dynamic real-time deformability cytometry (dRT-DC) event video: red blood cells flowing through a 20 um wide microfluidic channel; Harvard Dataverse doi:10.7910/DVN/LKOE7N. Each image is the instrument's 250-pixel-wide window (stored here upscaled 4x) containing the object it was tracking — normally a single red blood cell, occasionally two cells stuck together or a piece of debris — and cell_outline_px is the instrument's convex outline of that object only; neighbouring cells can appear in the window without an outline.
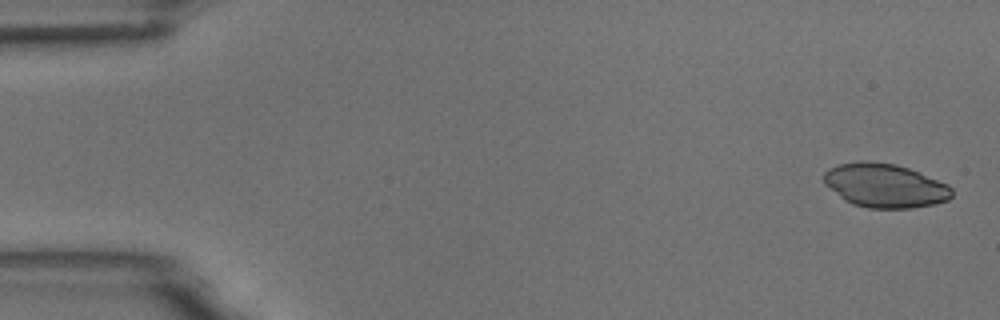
{"species": "common noctule bat (a hibernating species)", "species_latin": "Nyctalus noctula", "temperature_condition": "room temperature", "stored_images_in_passage": 4, "camera_frame_rate_fps": 3000, "um_per_image_px": 0.085, "animal": {"sex": "male", "body_mass_g": 18.8}, "frame": {"image": 1, "passage_image": 1, "time_ms": 0.0, "image_size_px": [1000, 320], "cell_outline_px": [[952, 196], [948, 200], [936, 204], [912, 208], [868, 208], [852, 204], [844, 200], [824, 184], [824, 172], [828, 168], [840, 164], [860, 160], [864, 160], [896, 164], [920, 172], [948, 184], [952, 188]], "centroid_in_image_um": [75.22, 15.77], "position_along_channel_um": 9.8, "area_um2": 33.0}}